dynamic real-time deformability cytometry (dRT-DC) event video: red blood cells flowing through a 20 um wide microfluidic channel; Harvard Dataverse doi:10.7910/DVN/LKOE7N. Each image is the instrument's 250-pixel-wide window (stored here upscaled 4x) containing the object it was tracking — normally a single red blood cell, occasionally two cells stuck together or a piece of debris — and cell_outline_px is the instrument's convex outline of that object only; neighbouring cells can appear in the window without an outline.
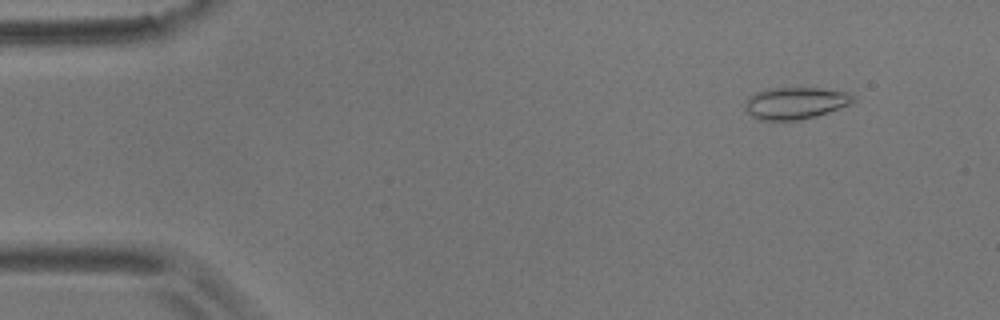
{"species": "common noctule bat (a hibernating species)", "species_latin": "Nyctalus noctula", "temperature_condition": "room temperature", "stored_images_in_passage": 4, "camera_frame_rate_fps": 3000, "um_per_image_px": 0.085, "animal": {"sex": "male", "body_mass_g": 17.9}, "frame": {"image": 1, "passage_image": 1, "time_ms": 0.0, "image_size_px": [1000, 320], "cell_outline_px": [[856, 100], [852, 104], [816, 116], [800, 120], [760, 120], [752, 116], [744, 108], [744, 104], [756, 92], [768, 88], [820, 88], [852, 92], [856, 96]], "centroid_in_image_um": [67.68, 8.75], "position_along_channel_um": 17.3, "area_um2": 20.29}}